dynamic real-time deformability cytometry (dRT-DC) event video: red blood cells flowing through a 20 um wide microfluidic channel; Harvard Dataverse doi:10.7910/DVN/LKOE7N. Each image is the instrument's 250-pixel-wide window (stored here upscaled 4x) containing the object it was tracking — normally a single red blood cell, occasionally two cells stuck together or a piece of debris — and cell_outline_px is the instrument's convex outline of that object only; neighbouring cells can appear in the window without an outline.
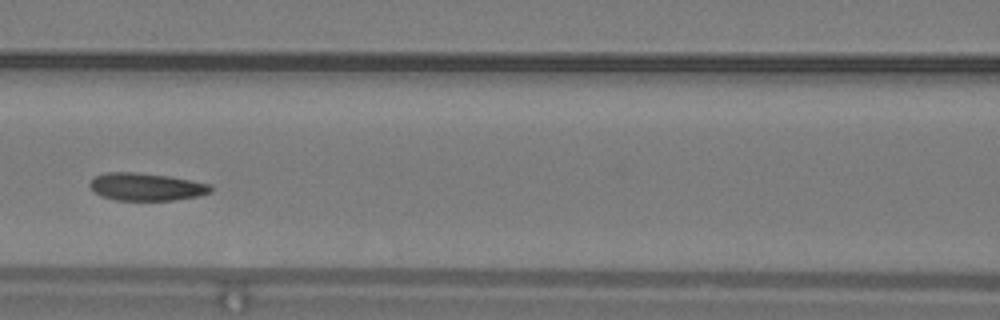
{"species": "common noctule bat (a hibernating species)", "species_latin": "Nyctalus noctula", "temperature_condition": "warm", "stored_images_in_passage": 20, "camera_frame_rate_fps": 3000, "um_per_image_px": 0.085, "animal": {"sex": "male", "body_mass_g": 19.2, "forearm_length_mm": 51.8}, "frame": {"image": 1, "passage_image": 17, "time_ms": 5.333, "image_size_px": [1000, 320], "cell_outline_px": [[212, 192], [200, 196], [172, 200], [116, 200], [100, 196], [88, 184], [96, 176], [104, 172], [136, 172], [168, 176], [212, 184]], "centroid_in_image_um": [12.46, 15.88], "position_along_channel_um": 154.1, "area_um2": 19.48}}